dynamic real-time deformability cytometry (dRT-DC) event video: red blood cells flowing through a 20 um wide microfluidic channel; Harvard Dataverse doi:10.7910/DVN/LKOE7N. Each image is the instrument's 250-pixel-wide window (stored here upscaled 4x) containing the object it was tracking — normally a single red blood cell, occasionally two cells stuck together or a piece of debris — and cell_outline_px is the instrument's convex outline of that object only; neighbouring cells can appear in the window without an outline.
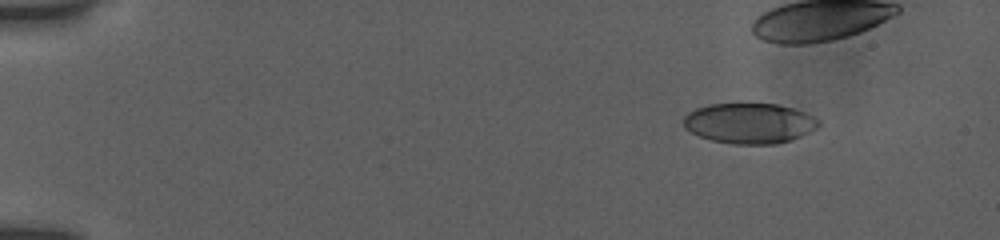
{"species": "human", "species_latin": "Homo sapiens", "temperature_condition": "room temperature", "stored_images_in_passage": 8, "camera_frame_rate_fps": 3000, "um_per_image_px": 0.085, "donor": {"sex": "female"}, "frame": {"image": 1, "passage_image": 3, "time_ms": 2.333, "image_size_px": [1000, 240], "cell_outline_px": [[820, 128], [800, 136], [776, 144], [732, 144], [712, 140], [700, 136], [684, 128], [684, 116], [688, 112], [696, 108], [708, 104], [740, 100], [776, 104], [792, 108], [804, 112], [820, 120]], "centroid_in_image_um": [63.69, 10.42], "position_along_channel_um": 21.3, "area_um2": 32.71}}
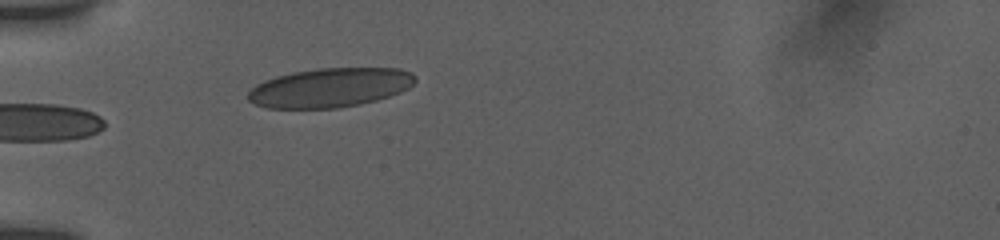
{"frame": {"image": 2, "passage_image": 8, "time_ms": 7.0, "image_size_px": [1000, 240], "cell_outline_px": [[416, 80], [408, 88], [400, 92], [376, 100], [360, 104], [336, 108], [264, 108], [248, 100], [248, 92], [256, 84], [264, 80], [276, 76], [292, 72], [316, 68], [400, 68], [412, 72], [416, 76]], "centroid_in_image_um": [28.04, 7.44], "position_along_channel_um": 57.0, "area_um2": 38.32}}